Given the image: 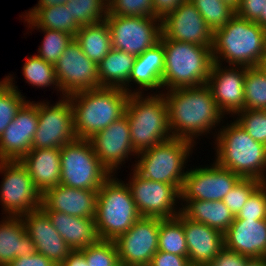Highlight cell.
Here are the masks:
<instances>
[{
	"label": "cell",
	"instance_id": "cell-1",
	"mask_svg": "<svg viewBox=\"0 0 266 266\" xmlns=\"http://www.w3.org/2000/svg\"><path fill=\"white\" fill-rule=\"evenodd\" d=\"M162 93L167 103L173 138L189 140L195 144V139L213 133L212 129L215 130L214 134L217 133L216 126H221L225 122L223 119L227 118L219 110L206 84L165 90Z\"/></svg>",
	"mask_w": 266,
	"mask_h": 266
},
{
	"label": "cell",
	"instance_id": "cell-2",
	"mask_svg": "<svg viewBox=\"0 0 266 266\" xmlns=\"http://www.w3.org/2000/svg\"><path fill=\"white\" fill-rule=\"evenodd\" d=\"M216 129L214 161L241 178L266 182V145L255 141L234 119Z\"/></svg>",
	"mask_w": 266,
	"mask_h": 266
},
{
	"label": "cell",
	"instance_id": "cell-3",
	"mask_svg": "<svg viewBox=\"0 0 266 266\" xmlns=\"http://www.w3.org/2000/svg\"><path fill=\"white\" fill-rule=\"evenodd\" d=\"M211 50L213 62L259 66L266 53V30L259 23L235 14L224 27L214 31Z\"/></svg>",
	"mask_w": 266,
	"mask_h": 266
},
{
	"label": "cell",
	"instance_id": "cell-4",
	"mask_svg": "<svg viewBox=\"0 0 266 266\" xmlns=\"http://www.w3.org/2000/svg\"><path fill=\"white\" fill-rule=\"evenodd\" d=\"M68 97L73 108L76 138L90 139L124 115L129 94L121 88L101 87Z\"/></svg>",
	"mask_w": 266,
	"mask_h": 266
},
{
	"label": "cell",
	"instance_id": "cell-5",
	"mask_svg": "<svg viewBox=\"0 0 266 266\" xmlns=\"http://www.w3.org/2000/svg\"><path fill=\"white\" fill-rule=\"evenodd\" d=\"M160 41L165 56L162 92L206 84L213 63L212 46L174 41L163 34Z\"/></svg>",
	"mask_w": 266,
	"mask_h": 266
},
{
	"label": "cell",
	"instance_id": "cell-6",
	"mask_svg": "<svg viewBox=\"0 0 266 266\" xmlns=\"http://www.w3.org/2000/svg\"><path fill=\"white\" fill-rule=\"evenodd\" d=\"M129 94L125 115L130 139L138 153L172 138L168 108L163 93Z\"/></svg>",
	"mask_w": 266,
	"mask_h": 266
},
{
	"label": "cell",
	"instance_id": "cell-7",
	"mask_svg": "<svg viewBox=\"0 0 266 266\" xmlns=\"http://www.w3.org/2000/svg\"><path fill=\"white\" fill-rule=\"evenodd\" d=\"M116 177L110 175L97 193L94 221L101 240L114 241L141 217L126 182Z\"/></svg>",
	"mask_w": 266,
	"mask_h": 266
},
{
	"label": "cell",
	"instance_id": "cell-8",
	"mask_svg": "<svg viewBox=\"0 0 266 266\" xmlns=\"http://www.w3.org/2000/svg\"><path fill=\"white\" fill-rule=\"evenodd\" d=\"M195 145V146H194ZM196 144L181 138H171L138 152L131 169L142 178L176 185L180 190L187 174L186 163ZM190 154V155H189Z\"/></svg>",
	"mask_w": 266,
	"mask_h": 266
},
{
	"label": "cell",
	"instance_id": "cell-9",
	"mask_svg": "<svg viewBox=\"0 0 266 266\" xmlns=\"http://www.w3.org/2000/svg\"><path fill=\"white\" fill-rule=\"evenodd\" d=\"M60 184L76 189L99 190L111 175L100 163L89 139H74L60 148Z\"/></svg>",
	"mask_w": 266,
	"mask_h": 266
},
{
	"label": "cell",
	"instance_id": "cell-10",
	"mask_svg": "<svg viewBox=\"0 0 266 266\" xmlns=\"http://www.w3.org/2000/svg\"><path fill=\"white\" fill-rule=\"evenodd\" d=\"M2 215L21 217L41 207L42 194L35 188L27 168L18 161H0Z\"/></svg>",
	"mask_w": 266,
	"mask_h": 266
},
{
	"label": "cell",
	"instance_id": "cell-11",
	"mask_svg": "<svg viewBox=\"0 0 266 266\" xmlns=\"http://www.w3.org/2000/svg\"><path fill=\"white\" fill-rule=\"evenodd\" d=\"M105 22L116 50L138 56L160 42L162 20L156 17L107 15Z\"/></svg>",
	"mask_w": 266,
	"mask_h": 266
},
{
	"label": "cell",
	"instance_id": "cell-12",
	"mask_svg": "<svg viewBox=\"0 0 266 266\" xmlns=\"http://www.w3.org/2000/svg\"><path fill=\"white\" fill-rule=\"evenodd\" d=\"M126 184L141 217L170 219L181 212L177 206L180 189L176 185L142 178L134 170Z\"/></svg>",
	"mask_w": 266,
	"mask_h": 266
},
{
	"label": "cell",
	"instance_id": "cell-13",
	"mask_svg": "<svg viewBox=\"0 0 266 266\" xmlns=\"http://www.w3.org/2000/svg\"><path fill=\"white\" fill-rule=\"evenodd\" d=\"M76 139L73 108L69 97H62L55 104L38 101V126L32 149L62 148Z\"/></svg>",
	"mask_w": 266,
	"mask_h": 266
},
{
	"label": "cell",
	"instance_id": "cell-14",
	"mask_svg": "<svg viewBox=\"0 0 266 266\" xmlns=\"http://www.w3.org/2000/svg\"><path fill=\"white\" fill-rule=\"evenodd\" d=\"M241 177L215 161L211 166L190 167L180 190V206L188 200L220 201L237 184ZM184 202V203H183Z\"/></svg>",
	"mask_w": 266,
	"mask_h": 266
},
{
	"label": "cell",
	"instance_id": "cell-15",
	"mask_svg": "<svg viewBox=\"0 0 266 266\" xmlns=\"http://www.w3.org/2000/svg\"><path fill=\"white\" fill-rule=\"evenodd\" d=\"M55 75L65 97L76 92L100 88L98 66L82 52L75 38L55 64Z\"/></svg>",
	"mask_w": 266,
	"mask_h": 266
},
{
	"label": "cell",
	"instance_id": "cell-16",
	"mask_svg": "<svg viewBox=\"0 0 266 266\" xmlns=\"http://www.w3.org/2000/svg\"><path fill=\"white\" fill-rule=\"evenodd\" d=\"M160 218L140 217L114 240L121 266H149L158 251Z\"/></svg>",
	"mask_w": 266,
	"mask_h": 266
},
{
	"label": "cell",
	"instance_id": "cell-17",
	"mask_svg": "<svg viewBox=\"0 0 266 266\" xmlns=\"http://www.w3.org/2000/svg\"><path fill=\"white\" fill-rule=\"evenodd\" d=\"M130 134L128 118L124 114L89 139L100 163L111 175H115L131 156L137 159Z\"/></svg>",
	"mask_w": 266,
	"mask_h": 266
},
{
	"label": "cell",
	"instance_id": "cell-18",
	"mask_svg": "<svg viewBox=\"0 0 266 266\" xmlns=\"http://www.w3.org/2000/svg\"><path fill=\"white\" fill-rule=\"evenodd\" d=\"M224 68V69H223ZM245 66H223L213 62L206 85L224 116H235L245 109Z\"/></svg>",
	"mask_w": 266,
	"mask_h": 266
},
{
	"label": "cell",
	"instance_id": "cell-19",
	"mask_svg": "<svg viewBox=\"0 0 266 266\" xmlns=\"http://www.w3.org/2000/svg\"><path fill=\"white\" fill-rule=\"evenodd\" d=\"M162 34L174 41L212 46L214 32L194 4L186 0L162 20Z\"/></svg>",
	"mask_w": 266,
	"mask_h": 266
},
{
	"label": "cell",
	"instance_id": "cell-20",
	"mask_svg": "<svg viewBox=\"0 0 266 266\" xmlns=\"http://www.w3.org/2000/svg\"><path fill=\"white\" fill-rule=\"evenodd\" d=\"M28 100L0 136V161L21 160L31 149L38 126V102Z\"/></svg>",
	"mask_w": 266,
	"mask_h": 266
},
{
	"label": "cell",
	"instance_id": "cell-21",
	"mask_svg": "<svg viewBox=\"0 0 266 266\" xmlns=\"http://www.w3.org/2000/svg\"><path fill=\"white\" fill-rule=\"evenodd\" d=\"M21 217L34 243L35 252L43 254L59 266L72 249L54 228L49 216L39 208Z\"/></svg>",
	"mask_w": 266,
	"mask_h": 266
},
{
	"label": "cell",
	"instance_id": "cell-22",
	"mask_svg": "<svg viewBox=\"0 0 266 266\" xmlns=\"http://www.w3.org/2000/svg\"><path fill=\"white\" fill-rule=\"evenodd\" d=\"M176 218L183 224L189 263L191 266H207L224 248V234L186 218L181 212Z\"/></svg>",
	"mask_w": 266,
	"mask_h": 266
},
{
	"label": "cell",
	"instance_id": "cell-23",
	"mask_svg": "<svg viewBox=\"0 0 266 266\" xmlns=\"http://www.w3.org/2000/svg\"><path fill=\"white\" fill-rule=\"evenodd\" d=\"M97 193L98 190L76 189L59 184L42 194L40 208L94 219Z\"/></svg>",
	"mask_w": 266,
	"mask_h": 266
},
{
	"label": "cell",
	"instance_id": "cell-24",
	"mask_svg": "<svg viewBox=\"0 0 266 266\" xmlns=\"http://www.w3.org/2000/svg\"><path fill=\"white\" fill-rule=\"evenodd\" d=\"M224 247L249 258L266 257V219H234L224 233Z\"/></svg>",
	"mask_w": 266,
	"mask_h": 266
},
{
	"label": "cell",
	"instance_id": "cell-25",
	"mask_svg": "<svg viewBox=\"0 0 266 266\" xmlns=\"http://www.w3.org/2000/svg\"><path fill=\"white\" fill-rule=\"evenodd\" d=\"M164 64V48L160 41L154 47H151L141 55L136 56L129 81L122 89L128 94H145L144 91L151 89L152 90L149 94L151 92H153V94H156L157 92L160 94L162 92L159 91V89H162ZM131 84H137L138 88L131 90L134 88ZM153 90L156 91L154 92Z\"/></svg>",
	"mask_w": 266,
	"mask_h": 266
},
{
	"label": "cell",
	"instance_id": "cell-26",
	"mask_svg": "<svg viewBox=\"0 0 266 266\" xmlns=\"http://www.w3.org/2000/svg\"><path fill=\"white\" fill-rule=\"evenodd\" d=\"M20 161L29 171L35 188L41 194L60 184L61 156L59 148L31 149Z\"/></svg>",
	"mask_w": 266,
	"mask_h": 266
},
{
	"label": "cell",
	"instance_id": "cell-27",
	"mask_svg": "<svg viewBox=\"0 0 266 266\" xmlns=\"http://www.w3.org/2000/svg\"><path fill=\"white\" fill-rule=\"evenodd\" d=\"M43 211L72 250H80L99 240L94 219L71 216L59 211Z\"/></svg>",
	"mask_w": 266,
	"mask_h": 266
},
{
	"label": "cell",
	"instance_id": "cell-28",
	"mask_svg": "<svg viewBox=\"0 0 266 266\" xmlns=\"http://www.w3.org/2000/svg\"><path fill=\"white\" fill-rule=\"evenodd\" d=\"M35 252L22 217L3 216L0 221V266H7L16 257Z\"/></svg>",
	"mask_w": 266,
	"mask_h": 266
},
{
	"label": "cell",
	"instance_id": "cell-29",
	"mask_svg": "<svg viewBox=\"0 0 266 266\" xmlns=\"http://www.w3.org/2000/svg\"><path fill=\"white\" fill-rule=\"evenodd\" d=\"M181 213L186 218L206 224L223 234L235 219L233 213L222 200L207 201L191 199L181 207Z\"/></svg>",
	"mask_w": 266,
	"mask_h": 266
},
{
	"label": "cell",
	"instance_id": "cell-30",
	"mask_svg": "<svg viewBox=\"0 0 266 266\" xmlns=\"http://www.w3.org/2000/svg\"><path fill=\"white\" fill-rule=\"evenodd\" d=\"M24 14L20 17L24 18V23L27 22L29 27L62 31L74 37L80 29L75 20H71V14L65 4L45 8H31L28 12L26 10Z\"/></svg>",
	"mask_w": 266,
	"mask_h": 266
},
{
	"label": "cell",
	"instance_id": "cell-31",
	"mask_svg": "<svg viewBox=\"0 0 266 266\" xmlns=\"http://www.w3.org/2000/svg\"><path fill=\"white\" fill-rule=\"evenodd\" d=\"M136 56L112 49L97 65L101 87L123 88L129 81Z\"/></svg>",
	"mask_w": 266,
	"mask_h": 266
},
{
	"label": "cell",
	"instance_id": "cell-32",
	"mask_svg": "<svg viewBox=\"0 0 266 266\" xmlns=\"http://www.w3.org/2000/svg\"><path fill=\"white\" fill-rule=\"evenodd\" d=\"M74 38L80 44L82 52L97 65L113 49L110 31L105 21L81 26Z\"/></svg>",
	"mask_w": 266,
	"mask_h": 266
},
{
	"label": "cell",
	"instance_id": "cell-33",
	"mask_svg": "<svg viewBox=\"0 0 266 266\" xmlns=\"http://www.w3.org/2000/svg\"><path fill=\"white\" fill-rule=\"evenodd\" d=\"M158 250L179 256H188L183 224L176 217L160 218Z\"/></svg>",
	"mask_w": 266,
	"mask_h": 266
},
{
	"label": "cell",
	"instance_id": "cell-34",
	"mask_svg": "<svg viewBox=\"0 0 266 266\" xmlns=\"http://www.w3.org/2000/svg\"><path fill=\"white\" fill-rule=\"evenodd\" d=\"M23 76L26 83L37 88L52 87L56 88L60 92V98L64 97L61 94L56 75H55V65L47 63L42 58L37 55H32L26 58L24 65L22 66ZM52 85V86H51Z\"/></svg>",
	"mask_w": 266,
	"mask_h": 266
},
{
	"label": "cell",
	"instance_id": "cell-35",
	"mask_svg": "<svg viewBox=\"0 0 266 266\" xmlns=\"http://www.w3.org/2000/svg\"><path fill=\"white\" fill-rule=\"evenodd\" d=\"M65 5L80 27L103 22L108 14V0H69Z\"/></svg>",
	"mask_w": 266,
	"mask_h": 266
},
{
	"label": "cell",
	"instance_id": "cell-36",
	"mask_svg": "<svg viewBox=\"0 0 266 266\" xmlns=\"http://www.w3.org/2000/svg\"><path fill=\"white\" fill-rule=\"evenodd\" d=\"M245 109L266 110V73L258 66L246 67Z\"/></svg>",
	"mask_w": 266,
	"mask_h": 266
},
{
	"label": "cell",
	"instance_id": "cell-37",
	"mask_svg": "<svg viewBox=\"0 0 266 266\" xmlns=\"http://www.w3.org/2000/svg\"><path fill=\"white\" fill-rule=\"evenodd\" d=\"M9 75L6 76L8 83L0 90V136L28 101L15 85L13 75Z\"/></svg>",
	"mask_w": 266,
	"mask_h": 266
},
{
	"label": "cell",
	"instance_id": "cell-38",
	"mask_svg": "<svg viewBox=\"0 0 266 266\" xmlns=\"http://www.w3.org/2000/svg\"><path fill=\"white\" fill-rule=\"evenodd\" d=\"M214 32L224 27L236 10L221 0H190Z\"/></svg>",
	"mask_w": 266,
	"mask_h": 266
},
{
	"label": "cell",
	"instance_id": "cell-39",
	"mask_svg": "<svg viewBox=\"0 0 266 266\" xmlns=\"http://www.w3.org/2000/svg\"><path fill=\"white\" fill-rule=\"evenodd\" d=\"M37 29L41 30L40 32L44 33V39L42 44L37 50L38 55L47 63H51L55 65L62 55V53L66 50V47L71 43L74 39L73 35L62 31L50 30V29H40L39 27H28V29Z\"/></svg>",
	"mask_w": 266,
	"mask_h": 266
},
{
	"label": "cell",
	"instance_id": "cell-40",
	"mask_svg": "<svg viewBox=\"0 0 266 266\" xmlns=\"http://www.w3.org/2000/svg\"><path fill=\"white\" fill-rule=\"evenodd\" d=\"M89 266H121L113 240H101L80 249Z\"/></svg>",
	"mask_w": 266,
	"mask_h": 266
},
{
	"label": "cell",
	"instance_id": "cell-41",
	"mask_svg": "<svg viewBox=\"0 0 266 266\" xmlns=\"http://www.w3.org/2000/svg\"><path fill=\"white\" fill-rule=\"evenodd\" d=\"M237 116V117H236ZM233 116L255 141L266 145V110L244 109Z\"/></svg>",
	"mask_w": 266,
	"mask_h": 266
},
{
	"label": "cell",
	"instance_id": "cell-42",
	"mask_svg": "<svg viewBox=\"0 0 266 266\" xmlns=\"http://www.w3.org/2000/svg\"><path fill=\"white\" fill-rule=\"evenodd\" d=\"M107 15L155 17L152 0H108Z\"/></svg>",
	"mask_w": 266,
	"mask_h": 266
},
{
	"label": "cell",
	"instance_id": "cell-43",
	"mask_svg": "<svg viewBox=\"0 0 266 266\" xmlns=\"http://www.w3.org/2000/svg\"><path fill=\"white\" fill-rule=\"evenodd\" d=\"M261 183V181L253 178H241L222 201L233 215L236 216L243 208L251 193Z\"/></svg>",
	"mask_w": 266,
	"mask_h": 266
},
{
	"label": "cell",
	"instance_id": "cell-44",
	"mask_svg": "<svg viewBox=\"0 0 266 266\" xmlns=\"http://www.w3.org/2000/svg\"><path fill=\"white\" fill-rule=\"evenodd\" d=\"M236 219H266V182H262L249 196Z\"/></svg>",
	"mask_w": 266,
	"mask_h": 266
},
{
	"label": "cell",
	"instance_id": "cell-45",
	"mask_svg": "<svg viewBox=\"0 0 266 266\" xmlns=\"http://www.w3.org/2000/svg\"><path fill=\"white\" fill-rule=\"evenodd\" d=\"M266 0H240L236 15L240 18L258 22L265 13Z\"/></svg>",
	"mask_w": 266,
	"mask_h": 266
},
{
	"label": "cell",
	"instance_id": "cell-46",
	"mask_svg": "<svg viewBox=\"0 0 266 266\" xmlns=\"http://www.w3.org/2000/svg\"><path fill=\"white\" fill-rule=\"evenodd\" d=\"M250 259L224 247L207 266H246Z\"/></svg>",
	"mask_w": 266,
	"mask_h": 266
},
{
	"label": "cell",
	"instance_id": "cell-47",
	"mask_svg": "<svg viewBox=\"0 0 266 266\" xmlns=\"http://www.w3.org/2000/svg\"><path fill=\"white\" fill-rule=\"evenodd\" d=\"M149 266H191V264L188 256H179L158 250L152 257Z\"/></svg>",
	"mask_w": 266,
	"mask_h": 266
},
{
	"label": "cell",
	"instance_id": "cell-48",
	"mask_svg": "<svg viewBox=\"0 0 266 266\" xmlns=\"http://www.w3.org/2000/svg\"><path fill=\"white\" fill-rule=\"evenodd\" d=\"M7 266H58L41 253L34 252L28 256L16 257Z\"/></svg>",
	"mask_w": 266,
	"mask_h": 266
},
{
	"label": "cell",
	"instance_id": "cell-49",
	"mask_svg": "<svg viewBox=\"0 0 266 266\" xmlns=\"http://www.w3.org/2000/svg\"><path fill=\"white\" fill-rule=\"evenodd\" d=\"M184 1L186 0H152L153 15L156 18L163 20Z\"/></svg>",
	"mask_w": 266,
	"mask_h": 266
},
{
	"label": "cell",
	"instance_id": "cell-50",
	"mask_svg": "<svg viewBox=\"0 0 266 266\" xmlns=\"http://www.w3.org/2000/svg\"><path fill=\"white\" fill-rule=\"evenodd\" d=\"M59 266H89L81 250H72Z\"/></svg>",
	"mask_w": 266,
	"mask_h": 266
},
{
	"label": "cell",
	"instance_id": "cell-51",
	"mask_svg": "<svg viewBox=\"0 0 266 266\" xmlns=\"http://www.w3.org/2000/svg\"><path fill=\"white\" fill-rule=\"evenodd\" d=\"M68 1L69 0H39L36 6L32 8H45V7L57 6L65 4Z\"/></svg>",
	"mask_w": 266,
	"mask_h": 266
},
{
	"label": "cell",
	"instance_id": "cell-52",
	"mask_svg": "<svg viewBox=\"0 0 266 266\" xmlns=\"http://www.w3.org/2000/svg\"><path fill=\"white\" fill-rule=\"evenodd\" d=\"M246 266H266V257L263 258H251Z\"/></svg>",
	"mask_w": 266,
	"mask_h": 266
},
{
	"label": "cell",
	"instance_id": "cell-53",
	"mask_svg": "<svg viewBox=\"0 0 266 266\" xmlns=\"http://www.w3.org/2000/svg\"><path fill=\"white\" fill-rule=\"evenodd\" d=\"M221 1L227 3L228 5L233 7L235 10L238 8L240 4V0H221Z\"/></svg>",
	"mask_w": 266,
	"mask_h": 266
},
{
	"label": "cell",
	"instance_id": "cell-54",
	"mask_svg": "<svg viewBox=\"0 0 266 266\" xmlns=\"http://www.w3.org/2000/svg\"><path fill=\"white\" fill-rule=\"evenodd\" d=\"M257 23H259L266 30V6H265V13L261 14V18Z\"/></svg>",
	"mask_w": 266,
	"mask_h": 266
},
{
	"label": "cell",
	"instance_id": "cell-55",
	"mask_svg": "<svg viewBox=\"0 0 266 266\" xmlns=\"http://www.w3.org/2000/svg\"><path fill=\"white\" fill-rule=\"evenodd\" d=\"M260 69H262L266 73V53L262 57V60L258 66Z\"/></svg>",
	"mask_w": 266,
	"mask_h": 266
},
{
	"label": "cell",
	"instance_id": "cell-56",
	"mask_svg": "<svg viewBox=\"0 0 266 266\" xmlns=\"http://www.w3.org/2000/svg\"><path fill=\"white\" fill-rule=\"evenodd\" d=\"M8 83L7 77L3 78L2 81H0V90Z\"/></svg>",
	"mask_w": 266,
	"mask_h": 266
}]
</instances>
